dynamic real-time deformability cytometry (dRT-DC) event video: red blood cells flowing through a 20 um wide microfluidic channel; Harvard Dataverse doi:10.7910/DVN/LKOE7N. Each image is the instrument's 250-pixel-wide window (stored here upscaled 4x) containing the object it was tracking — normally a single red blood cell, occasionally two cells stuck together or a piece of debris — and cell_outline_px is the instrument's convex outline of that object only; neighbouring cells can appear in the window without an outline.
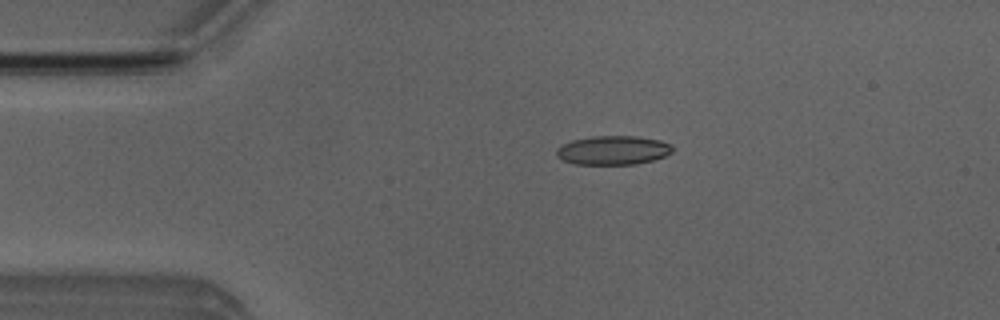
{"species": "Egyptian fruit bat (a non-hibernating species)", "species_latin": "Rousettus aegyptiacus", "temperature_condition": "room temperature", "stored_images_in_passage": 42, "camera_frame_rate_fps": 3000, "um_per_image_px": 0.085, "animal": {"sex": "male"}, "frame": {"image": 1, "passage_image": 4, "time_ms": 1.0, "image_size_px": [1000, 320], "cell_outline_px": [[672, 152], [664, 156], [652, 160], [636, 164], [576, 164], [564, 160], [556, 156], [556, 148], [572, 140], [592, 136], [636, 136], [660, 140], [672, 144]], "centroid_in_image_um": [52.11, 12.76], "position_along_channel_um": 32.9, "area_um2": 19.54}}
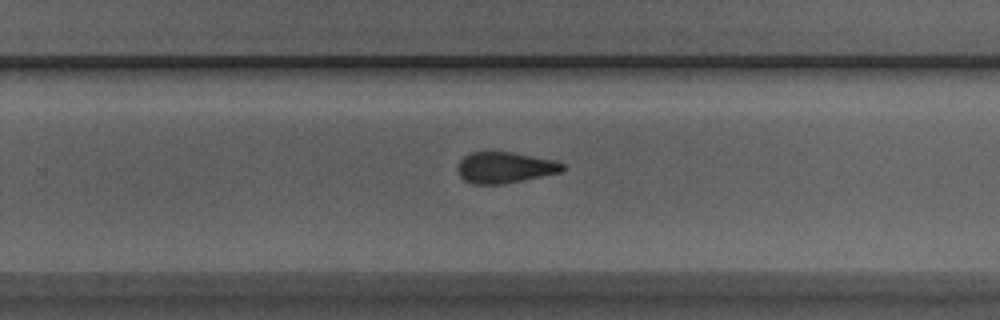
{"frame": {"image": 2, "passage_image": 26, "time_ms": 8.333, "image_size_px": [1000, 320], "cell_outline_px": [[568, 168], [560, 172], [504, 184], [472, 184], [464, 180], [460, 176], [456, 168], [460, 160], [464, 156], [472, 152], [512, 152], [556, 160], [564, 164]], "centroid_in_image_um": [42.92, 14.24], "position_along_channel_um": 286.9, "area_um2": 19.13}}
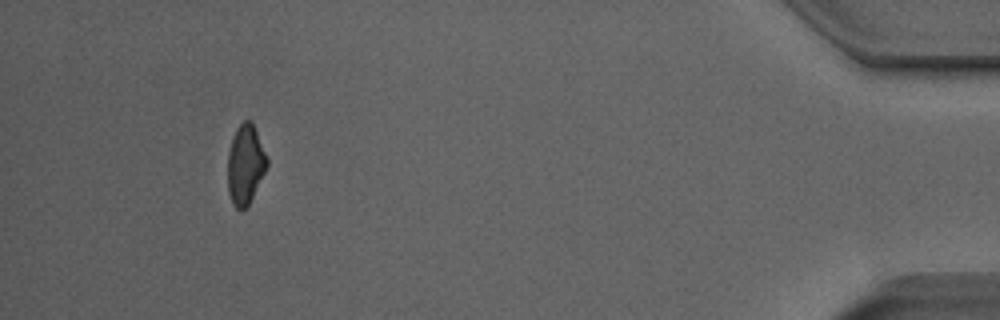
{"frame": {"image": 3, "passage_image": 41, "time_ms": 13.333, "image_size_px": [1000, 320], "cell_outline_px": [[268, 164], [248, 204], [244, 208], [236, 208], [232, 204], [228, 192], [228, 152], [232, 136], [236, 128], [244, 120], [252, 120], [268, 160]], "centroid_in_image_um": [20.83, 13.93], "position_along_channel_um": 414.4, "area_um2": 17.98}}